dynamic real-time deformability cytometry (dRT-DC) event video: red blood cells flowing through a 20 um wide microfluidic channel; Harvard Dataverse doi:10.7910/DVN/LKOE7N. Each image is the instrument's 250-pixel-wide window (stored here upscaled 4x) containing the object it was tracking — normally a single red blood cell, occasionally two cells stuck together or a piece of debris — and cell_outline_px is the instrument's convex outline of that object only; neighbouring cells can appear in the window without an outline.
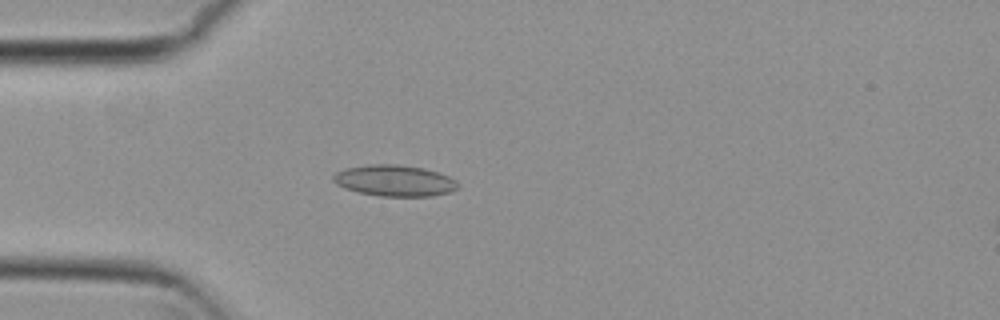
{"species": "common noctule bat (a hibernating species)", "species_latin": "Nyctalus noctula", "temperature_condition": "cold", "stored_images_in_passage": 4, "camera_frame_rate_fps": 3000, "um_per_image_px": 0.085, "animal": {"sex": "female", "body_mass_g": 29.2, "forearm_length_mm": 56.3}, "frame": {"image": 1, "passage_image": 3, "time_ms": 0.667, "image_size_px": [1000, 320], "cell_outline_px": [[460, 188], [452, 192], [432, 196], [380, 196], [360, 192], [344, 188], [336, 184], [332, 180], [332, 176], [336, 172], [348, 168], [368, 164], [396, 164], [424, 168], [448, 176], [456, 180], [460, 184]], "centroid_in_image_um": [33.57, 15.36], "position_along_channel_um": 51.4, "area_um2": 22.77}}